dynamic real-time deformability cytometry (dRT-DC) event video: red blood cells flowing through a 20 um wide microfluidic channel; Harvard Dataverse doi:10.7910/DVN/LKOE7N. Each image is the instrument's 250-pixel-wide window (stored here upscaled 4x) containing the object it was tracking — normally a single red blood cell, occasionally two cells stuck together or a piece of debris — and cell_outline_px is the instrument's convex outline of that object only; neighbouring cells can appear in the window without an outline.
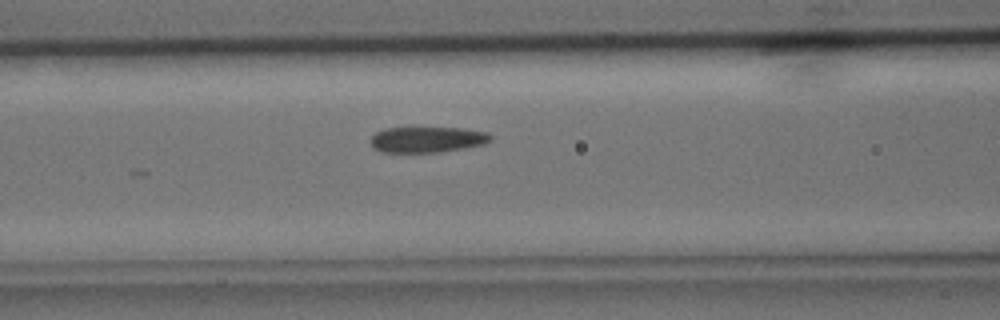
{"species": "common noctule bat (a hibernating species)", "species_latin": "Nyctalus noctula", "temperature_condition": "cold", "stored_images_in_passage": 22, "camera_frame_rate_fps": 3000, "um_per_image_px": 0.085, "animal": {"sex": "male", "body_mass_g": 15.6}, "frame": {"image": 1, "passage_image": 7, "time_ms": 2.0, "image_size_px": [1000, 320], "cell_outline_px": [[492, 140], [484, 144], [464, 148], [440, 152], [380, 152], [372, 148], [372, 136], [376, 132], [384, 128], [464, 128], [488, 132], [492, 136]], "centroid_in_image_um": [36.33, 11.86], "position_along_channel_um": 130.3, "area_um2": 18.09}}
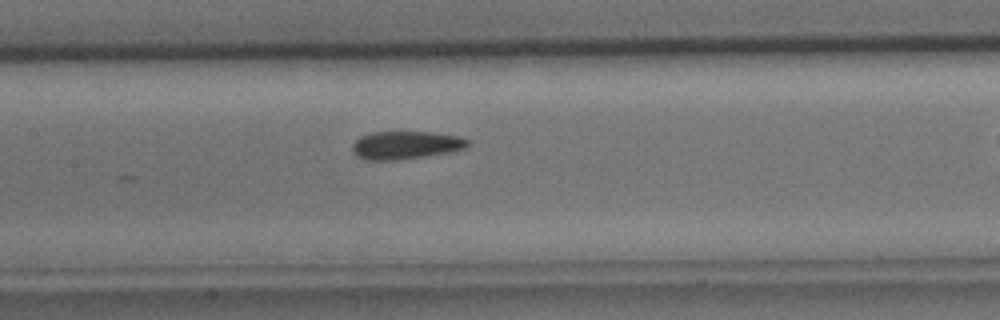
{"frame": {"image": 2, "passage_image": 10, "time_ms": 3.0, "image_size_px": [1000, 320], "cell_outline_px": [[468, 144], [464, 148], [448, 152], [400, 160], [364, 160], [356, 156], [352, 152], [352, 144], [360, 136], [372, 132], [432, 132], [460, 136], [468, 140]], "centroid_in_image_um": [34.43, 12.33], "position_along_channel_um": 173.0, "area_um2": 18.84}}